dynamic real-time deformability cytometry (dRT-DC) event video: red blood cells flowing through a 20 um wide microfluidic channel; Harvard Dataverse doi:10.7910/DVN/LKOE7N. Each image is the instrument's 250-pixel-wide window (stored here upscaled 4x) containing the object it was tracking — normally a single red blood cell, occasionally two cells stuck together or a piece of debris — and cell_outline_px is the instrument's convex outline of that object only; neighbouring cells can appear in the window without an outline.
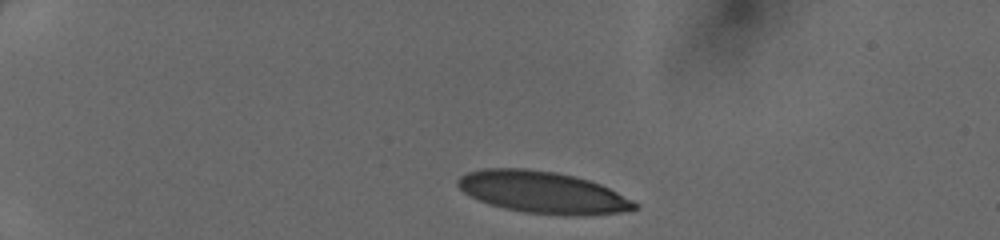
{"species": "human", "species_latin": "Homo sapiens", "temperature_condition": "cold", "stored_images_in_passage": 20, "camera_frame_rate_fps": 3000, "um_per_image_px": 0.085, "donor": {"sex": "female"}, "frame": {"image": 1, "passage_image": 1, "time_ms": 0.0, "image_size_px": [1000, 240], "cell_outline_px": [[640, 208], [620, 212], [580, 216], [564, 216], [524, 212], [504, 208], [488, 204], [464, 192], [456, 184], [456, 180], [460, 176], [468, 172], [484, 168], [528, 168], [556, 172], [576, 176], [600, 184], [640, 204]], "centroid_in_image_um": [46.13, 16.35], "position_along_channel_um": 38.9, "area_um2": 43.29}}
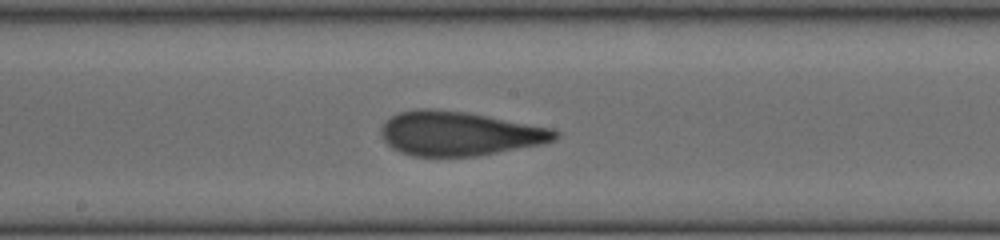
{"frame": {"image": 2, "passage_image": 12, "time_ms": 3.667, "image_size_px": [1000, 240], "cell_outline_px": [[560, 136], [556, 140], [544, 144], [476, 156], [412, 156], [400, 152], [392, 148], [380, 136], [380, 128], [392, 116], [400, 112], [416, 108], [428, 108], [464, 112], [552, 128], [560, 132]], "centroid_in_image_um": [39.05, 11.36], "position_along_channel_um": 209.2, "area_um2": 44.8}}
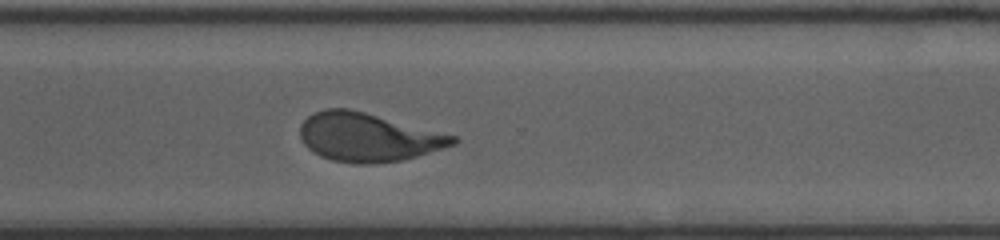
{"frame": {"image": 3, "passage_image": 20, "time_ms": 6.333, "image_size_px": [1000, 240], "cell_outline_px": [[460, 140], [456, 144], [444, 148], [416, 156], [400, 160], [372, 164], [356, 164], [332, 160], [320, 156], [312, 152], [304, 144], [300, 136], [300, 124], [308, 116], [316, 112], [328, 108], [348, 108], [364, 112], [456, 136]], "centroid_in_image_um": [31.26, 11.67], "position_along_channel_um": 339.3, "area_um2": 43.0}}